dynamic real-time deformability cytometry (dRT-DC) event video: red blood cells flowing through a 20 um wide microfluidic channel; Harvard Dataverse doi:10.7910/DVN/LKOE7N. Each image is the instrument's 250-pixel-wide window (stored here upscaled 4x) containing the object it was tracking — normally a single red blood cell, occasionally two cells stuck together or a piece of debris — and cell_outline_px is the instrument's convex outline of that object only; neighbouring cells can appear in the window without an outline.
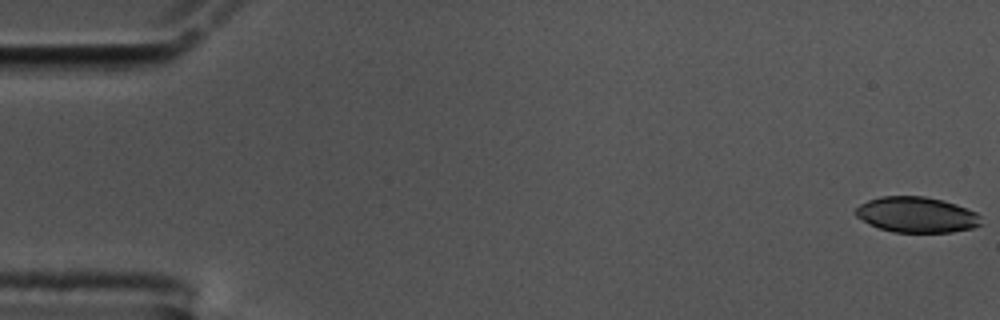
{"species": "common noctule bat (a hibernating species)", "species_latin": "Nyctalus noctula", "temperature_condition": "cold", "stored_images_in_passage": 57, "camera_frame_rate_fps": 3000, "um_per_image_px": 0.085, "animal": {"sex": "male", "body_mass_g": 17.5, "forearm_length_mm": 52.3}, "frame": {"image": 1, "passage_image": 1, "time_ms": 0.0, "image_size_px": [1000, 320], "cell_outline_px": [[980, 224], [972, 228], [952, 232], [892, 232], [868, 224], [856, 216], [852, 212], [860, 204], [868, 200], [880, 196], [924, 196], [956, 204], [976, 212], [980, 216]], "centroid_in_image_um": [77.86, 18.25], "position_along_channel_um": 7.1, "area_um2": 26.01}}
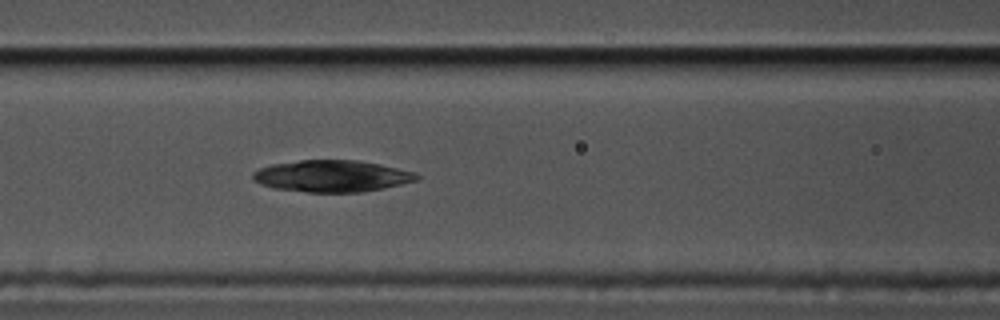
{"frame": {"image": 2, "passage_image": 24, "time_ms": 7.667, "image_size_px": [1000, 320], "cell_outline_px": [[420, 176], [416, 180], [384, 188], [360, 192], [308, 192], [276, 188], [252, 180], [252, 172], [260, 168], [272, 164], [300, 160], [360, 160], [380, 164], [412, 172]], "centroid_in_image_um": [28.19, 14.96], "position_along_channel_um": 138.4, "area_um2": 29.94}}
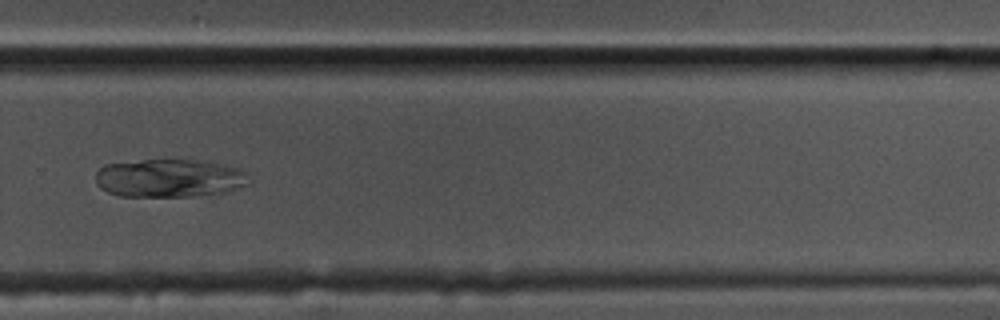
{"frame": {"image": 3, "passage_image": 39, "time_ms": 12.667, "image_size_px": [1000, 320], "cell_outline_px": [[248, 184], [228, 192], [192, 196], [120, 196], [108, 192], [100, 188], [96, 184], [96, 172], [104, 164], [140, 160], [204, 160], [244, 168], [248, 172]], "centroid_in_image_um": [14.44, 15.13], "position_along_channel_um": 315.4, "area_um2": 34.62}}